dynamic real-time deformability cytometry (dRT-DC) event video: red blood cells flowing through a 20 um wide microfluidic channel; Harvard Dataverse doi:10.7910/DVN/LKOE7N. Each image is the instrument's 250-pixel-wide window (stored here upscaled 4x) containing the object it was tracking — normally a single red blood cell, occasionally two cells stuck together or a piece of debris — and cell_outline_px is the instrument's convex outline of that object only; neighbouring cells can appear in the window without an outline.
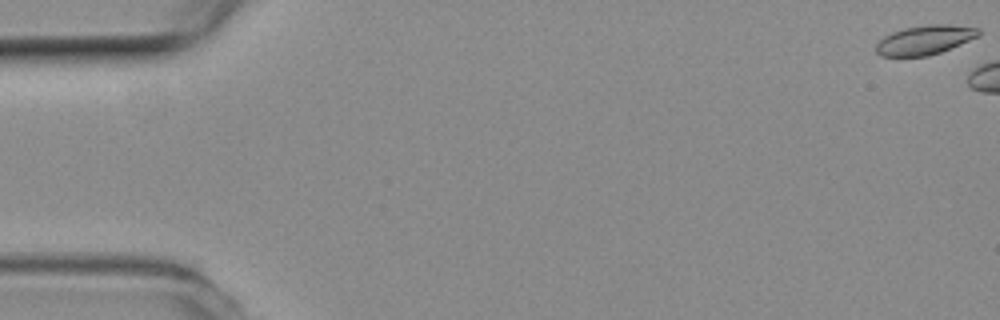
{"species": "common noctule bat (a hibernating species)", "species_latin": "Nyctalus noctula", "temperature_condition": "room temperature", "stored_images_in_passage": 8, "camera_frame_rate_fps": 3000, "um_per_image_px": 0.085, "animal": {"sex": "female", "body_mass_g": 19.3, "forearm_length_mm": 54.1}, "frame": {"image": 1, "passage_image": 1, "time_ms": 0.0, "image_size_px": [1000, 320], "cell_outline_px": [[980, 36], [940, 52], [928, 56], [880, 56], [876, 52], [876, 44], [884, 36], [892, 32], [904, 28], [928, 24], [948, 24], [980, 28]], "centroid_in_image_um": [78.62, 3.39], "position_along_channel_um": 6.4, "area_um2": 17.51}}